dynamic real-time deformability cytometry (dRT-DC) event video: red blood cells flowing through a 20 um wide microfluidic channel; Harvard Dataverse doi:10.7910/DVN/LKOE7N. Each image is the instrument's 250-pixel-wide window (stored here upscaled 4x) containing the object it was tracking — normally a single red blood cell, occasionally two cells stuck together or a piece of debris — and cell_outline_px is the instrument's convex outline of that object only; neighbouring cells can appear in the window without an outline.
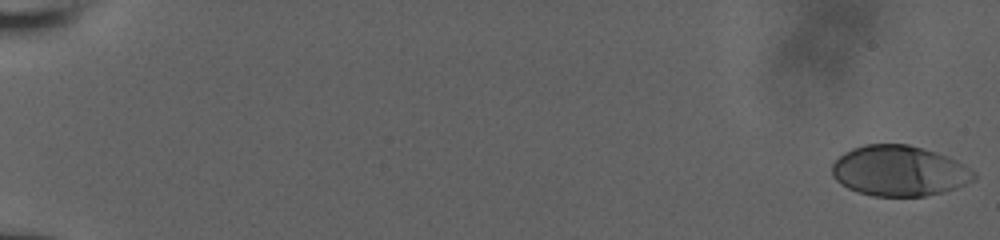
{"species": "human", "species_latin": "Homo sapiens", "temperature_condition": "room temperature", "stored_images_in_passage": 37, "camera_frame_rate_fps": 3000, "um_per_image_px": 0.085, "donor": {"sex": "male"}, "frame": {"image": 1, "passage_image": 1, "time_ms": 0.0, "image_size_px": [1000, 240], "cell_outline_px": [[976, 180], [956, 188], [944, 192], [924, 196], [872, 196], [848, 188], [840, 184], [832, 176], [832, 164], [844, 152], [852, 148], [864, 144], [908, 144], [936, 152], [948, 156], [964, 164], [976, 172]], "centroid_in_image_um": [76.46, 14.52], "position_along_channel_um": 8.5, "area_um2": 42.02}}
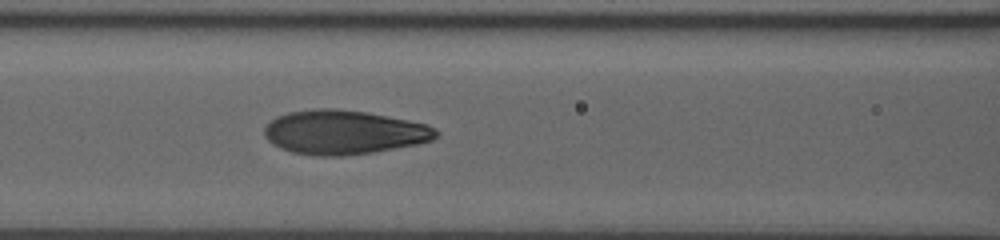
{"frame": {"image": 2, "passage_image": 31, "time_ms": 9.0, "image_size_px": [1000, 240], "cell_outline_px": [[440, 132], [432, 140], [416, 144], [372, 152], [340, 156], [312, 156], [292, 152], [280, 148], [272, 144], [264, 136], [264, 128], [276, 116], [288, 112], [312, 108], [336, 108], [368, 112], [428, 124], [436, 128]], "centroid_in_image_um": [29.21, 11.23], "position_along_channel_um": 137.4, "area_um2": 44.39}}
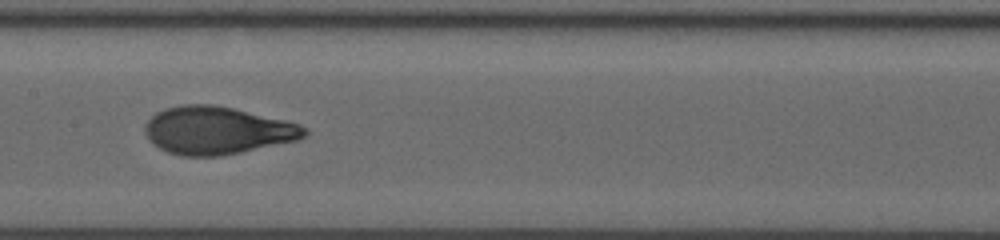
{"frame": {"image": 3, "passage_image": 36, "time_ms": 10.333, "image_size_px": [1000, 240], "cell_outline_px": [[308, 132], [304, 136], [296, 140], [240, 152], [220, 156], [180, 156], [168, 152], [152, 144], [148, 140], [144, 132], [144, 124], [156, 112], [164, 108], [184, 104], [212, 104], [232, 108], [284, 120], [300, 124], [308, 128]], "centroid_in_image_um": [18.41, 11.08], "position_along_channel_um": 189.0, "area_um2": 44.27}}